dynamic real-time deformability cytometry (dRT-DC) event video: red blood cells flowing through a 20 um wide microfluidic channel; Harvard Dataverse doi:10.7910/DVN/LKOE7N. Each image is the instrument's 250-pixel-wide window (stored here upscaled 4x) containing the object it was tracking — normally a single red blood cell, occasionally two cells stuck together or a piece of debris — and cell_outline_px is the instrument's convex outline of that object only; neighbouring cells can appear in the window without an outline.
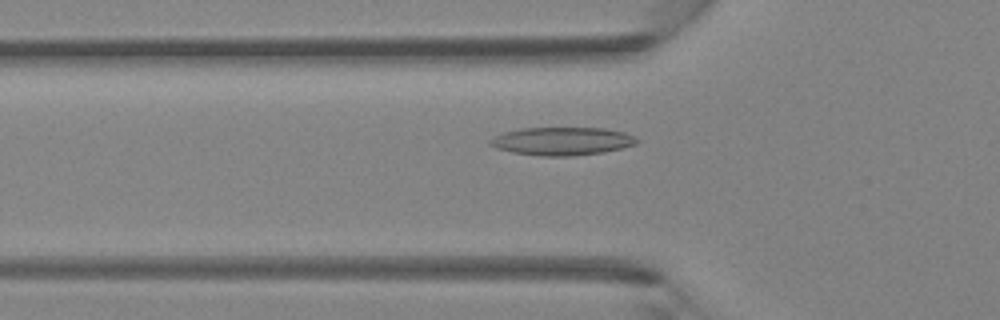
{"species": "Egyptian fruit bat (a non-hibernating species)", "species_latin": "Rousettus aegyptiacus", "temperature_condition": "room temperature", "stored_images_in_passage": 6, "segment_of_instrument_passage": [2, 2], "camera_frame_rate_fps": 3000, "um_per_image_px": 0.085, "animal": {"sex": "female"}, "frame": {"image": 1, "passage_image": 6, "time_ms": 1.667, "image_size_px": [1000, 320], "cell_outline_px": [[640, 140], [636, 144], [604, 152], [572, 156], [540, 156], [512, 152], [496, 148], [488, 144], [488, 140], [504, 132], [524, 128], [604, 128], [624, 132]], "centroid_in_image_um": [47.76, 12.0], "position_along_channel_um": 78.0, "area_um2": 23.93}}